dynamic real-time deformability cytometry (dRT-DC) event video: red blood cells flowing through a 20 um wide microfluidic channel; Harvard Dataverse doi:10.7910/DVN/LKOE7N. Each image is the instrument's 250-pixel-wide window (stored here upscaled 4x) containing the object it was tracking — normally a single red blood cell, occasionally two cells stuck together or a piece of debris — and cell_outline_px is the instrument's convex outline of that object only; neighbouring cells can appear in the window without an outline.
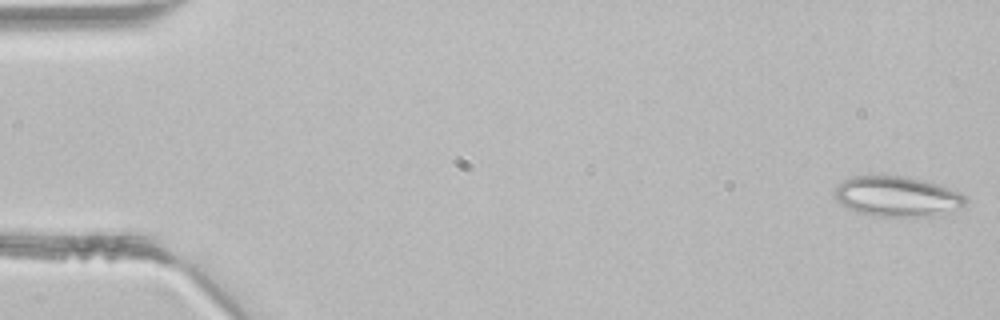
{"species": "common noctule bat (a hibernating species)", "species_latin": "Nyctalus noctula", "temperature_condition": "room temperature", "stored_images_in_passage": 5, "camera_frame_rate_fps": 3000, "um_per_image_px": 0.085, "animal": {"sex": "male", "body_mass_g": 21.5, "forearm_length_mm": 52.0}, "frame": {"image": 1, "passage_image": 1, "time_ms": 0.0, "image_size_px": [1000, 320], "cell_outline_px": [[968, 200], [960, 208], [932, 216], [876, 216], [856, 212], [840, 204], [836, 200], [836, 188], [844, 180], [852, 176], [908, 176], [932, 180], [960, 192]], "centroid_in_image_um": [76.3, 16.68], "position_along_channel_um": 8.7, "area_um2": 30.92}}